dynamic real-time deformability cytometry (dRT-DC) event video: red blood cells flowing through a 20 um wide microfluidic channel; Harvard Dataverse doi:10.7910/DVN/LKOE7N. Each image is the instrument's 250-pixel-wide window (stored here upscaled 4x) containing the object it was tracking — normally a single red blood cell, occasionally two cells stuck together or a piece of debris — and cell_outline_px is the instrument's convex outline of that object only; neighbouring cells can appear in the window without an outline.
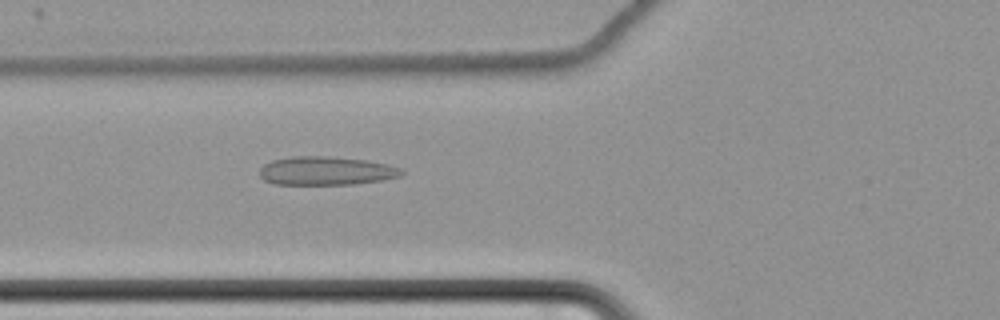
{"species": "common noctule bat (a hibernating species)", "species_latin": "Nyctalus noctula", "temperature_condition": "cold", "stored_images_in_passage": 61, "camera_frame_rate_fps": 3000, "um_per_image_px": 0.085, "animal": {"sex": "female", "body_mass_g": 22.7, "forearm_length_mm": 54.2}, "frame": {"image": 1, "passage_image": 25, "time_ms": 8.0, "image_size_px": [1000, 320], "cell_outline_px": [[404, 172], [400, 176], [384, 180], [356, 184], [272, 184], [264, 180], [260, 176], [260, 168], [264, 164], [272, 160], [292, 156], [324, 156], [364, 160], [388, 164], [404, 168]], "centroid_in_image_um": [27.74, 14.52], "position_along_channel_um": 98.1, "area_um2": 23.76}}
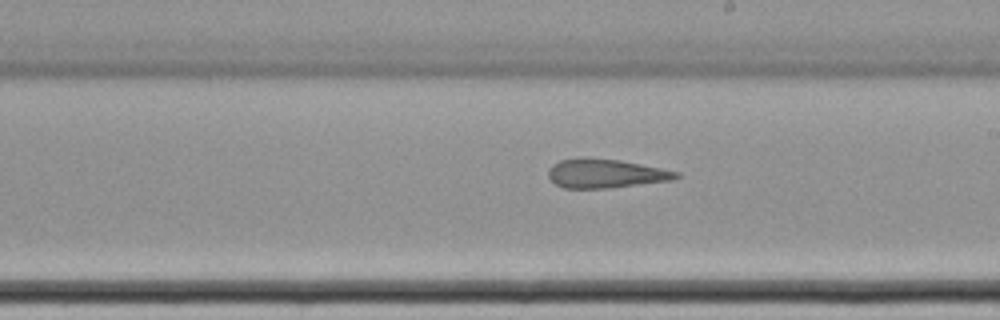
{"frame": {"image": 2, "passage_image": 37, "time_ms": 12.0, "image_size_px": [1000, 320], "cell_outline_px": [[680, 176], [672, 180], [608, 188], [564, 188], [556, 184], [548, 176], [548, 168], [552, 164], [560, 160], [580, 156], [620, 160], [680, 172]], "centroid_in_image_um": [51.43, 14.73], "position_along_channel_um": 237.6, "area_um2": 21.68}}
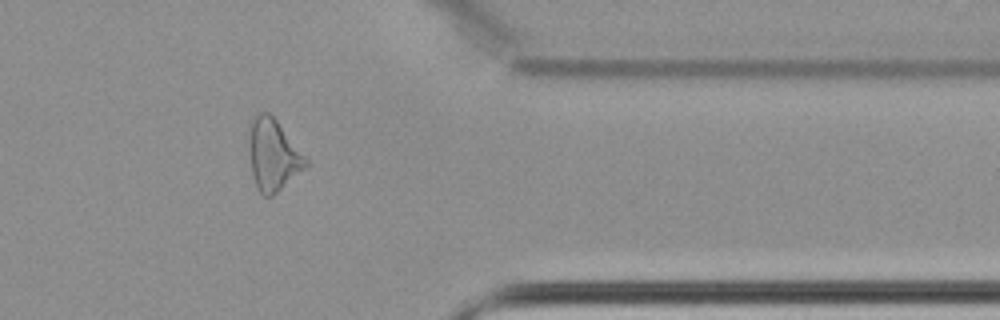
{"frame": {"image": 3, "passage_image": 51, "time_ms": 16.667, "image_size_px": [1000, 320], "cell_outline_px": [[308, 164], [304, 168], [272, 196], [264, 196], [260, 192], [256, 184], [252, 172], [248, 140], [248, 120], [252, 116], [260, 112], [268, 112], [276, 120], [308, 160]], "centroid_in_image_um": [23.16, 13.11], "position_along_channel_um": 388.2, "area_um2": 23.35}, "authors_computed_cell_mechanics": {"area_um2": 25.0274, "velocity_mm_per_s": 3.4812, "shape_relaxation_time_tau1_ms": null, "shape_relaxation_time_tau2_ms": 7.7503, "deformation_change_tau1": null, "deformation_change_tau2": 0.1946}}